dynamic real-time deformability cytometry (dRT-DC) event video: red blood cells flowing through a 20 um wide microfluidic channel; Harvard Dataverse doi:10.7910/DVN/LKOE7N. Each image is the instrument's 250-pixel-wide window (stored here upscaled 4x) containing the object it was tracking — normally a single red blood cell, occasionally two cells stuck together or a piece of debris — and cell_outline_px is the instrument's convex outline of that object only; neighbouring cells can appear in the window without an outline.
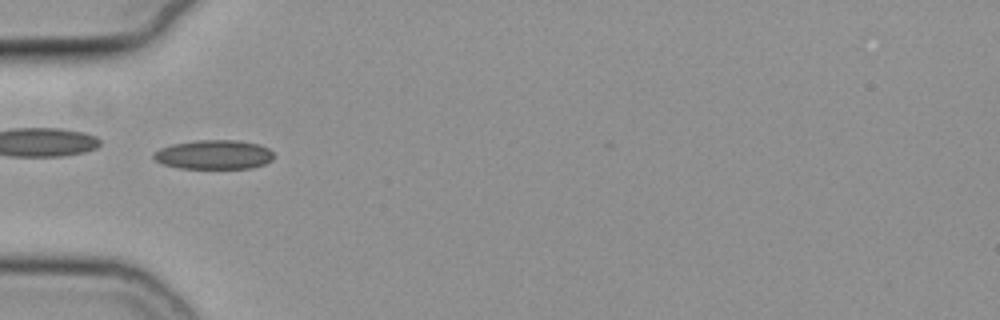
{"species": "common noctule bat (a hibernating species)", "species_latin": "Nyctalus noctula", "temperature_condition": "cold", "stored_images_in_passage": 38, "camera_frame_rate_fps": 3000, "um_per_image_px": 0.085, "animal": {"sex": "female", "body_mass_g": 19.3, "forearm_length_mm": 54.1}, "frame": {"image": 1, "passage_image": 1, "time_ms": 0.0, "image_size_px": [1000, 320], "cell_outline_px": [[272, 160], [264, 164], [252, 168], [180, 168], [160, 164], [152, 156], [160, 148], [172, 144], [196, 140], [240, 140], [260, 144], [268, 148], [272, 152]], "centroid_in_image_um": [18.18, 13.14], "position_along_channel_um": 66.8, "area_um2": 20.52}}
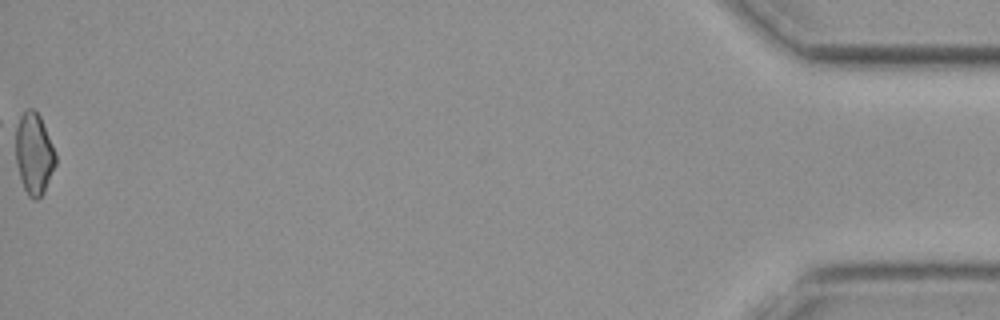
{"frame": {"image": 2, "passage_image": 38, "time_ms": 12.333, "image_size_px": [1000, 320], "cell_outline_px": [[56, 164], [44, 192], [36, 200], [32, 200], [28, 196], [24, 188], [20, 176], [16, 160], [12, 124], [28, 108], [32, 108], [40, 116], [56, 152]], "centroid_in_image_um": [2.85, 13.01], "position_along_channel_um": 432.4, "area_um2": 19.54}}